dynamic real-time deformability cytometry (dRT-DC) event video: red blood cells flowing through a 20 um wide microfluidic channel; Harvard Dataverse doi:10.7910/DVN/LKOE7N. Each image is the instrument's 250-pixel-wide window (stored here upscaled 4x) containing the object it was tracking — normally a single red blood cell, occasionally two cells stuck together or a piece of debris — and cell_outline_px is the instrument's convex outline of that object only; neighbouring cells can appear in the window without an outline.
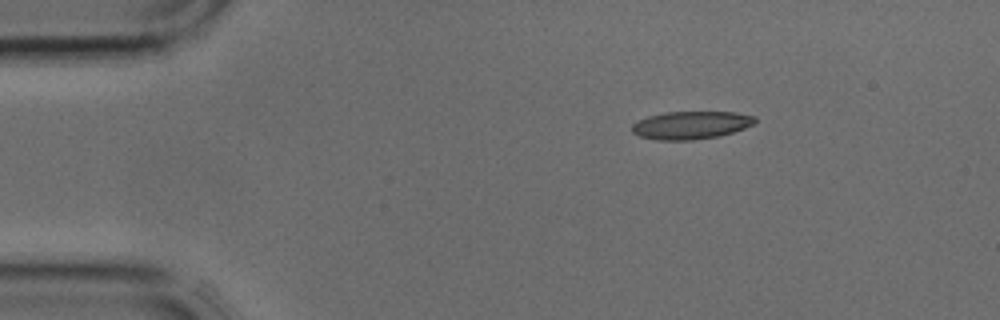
{"species": "common noctule bat (a hibernating species)", "species_latin": "Nyctalus noctula", "temperature_condition": "cold", "stored_images_in_passage": 2, "camera_frame_rate_fps": 3000, "um_per_image_px": 0.085, "animal": {"sex": "male", "body_mass_g": 17.9, "forearm_length_mm": 54.2}, "frame": {"image": 1, "passage_image": 1, "time_ms": 0.0, "image_size_px": [1000, 320], "cell_outline_px": [[756, 124], [720, 136], [692, 140], [656, 140], [640, 136], [632, 132], [632, 124], [648, 116], [664, 112], [736, 112], [756, 116]], "centroid_in_image_um": [58.76, 10.63], "position_along_channel_um": 26.2, "area_um2": 20.06}}